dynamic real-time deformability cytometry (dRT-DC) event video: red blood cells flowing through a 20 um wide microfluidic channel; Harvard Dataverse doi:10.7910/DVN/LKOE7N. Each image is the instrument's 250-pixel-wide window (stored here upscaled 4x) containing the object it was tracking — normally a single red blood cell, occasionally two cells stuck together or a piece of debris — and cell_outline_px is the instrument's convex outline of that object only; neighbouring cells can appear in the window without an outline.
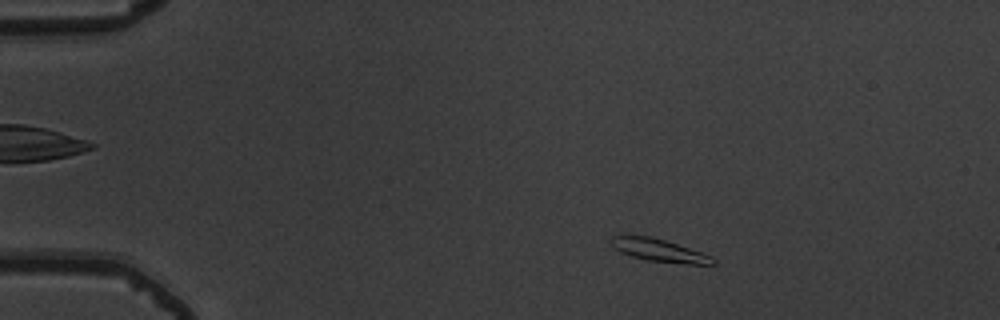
{"species": "common noctule bat (a hibernating species)", "species_latin": "Nyctalus noctula", "temperature_condition": "warm", "stored_images_in_passage": 52, "camera_frame_rate_fps": 3000, "um_per_image_px": 0.085, "animal": {"sex": "male", "body_mass_g": 19.5, "forearm_length_mm": 54.6}, "frame": {"image": 1, "passage_image": 7, "time_ms": 2.0, "image_size_px": [1000, 320], "cell_outline_px": [[716, 264], [688, 264], [648, 260], [632, 256], [620, 252], [612, 248], [608, 240], [612, 236], [652, 236], [712, 256], [716, 260]], "centroid_in_image_um": [55.98, 21.28], "position_along_channel_um": 29.0, "area_um2": 13.29}}
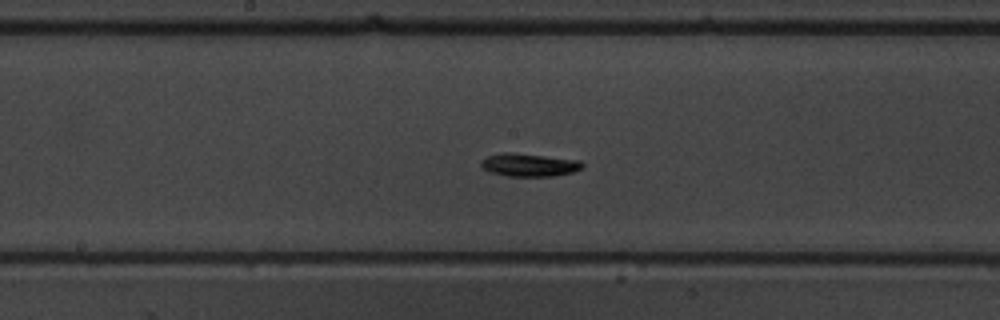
{"frame": {"image": 2, "passage_image": 27, "time_ms": 8.667, "image_size_px": [1000, 320], "cell_outline_px": [[584, 168], [572, 172], [552, 176], [508, 176], [488, 172], [480, 164], [480, 160], [488, 156], [504, 152], [508, 152], [580, 160], [584, 164]], "centroid_in_image_um": [44.97, 14.02], "position_along_channel_um": 203.2, "area_um2": 13.53}}
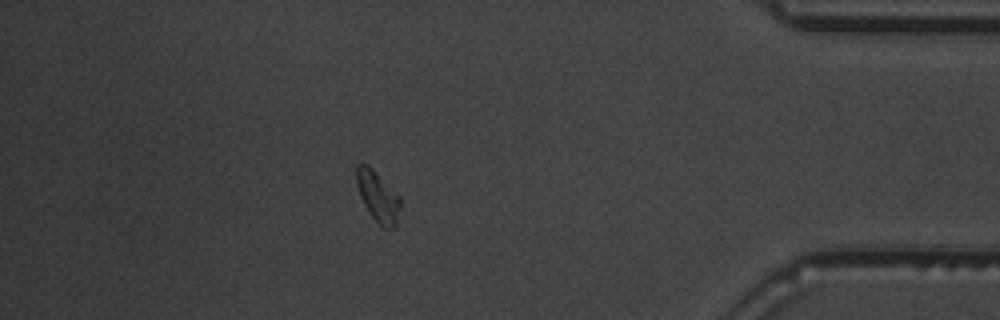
{"frame": {"image": 3, "passage_image": 46, "time_ms": 15.0, "image_size_px": [1000, 320], "cell_outline_px": [[400, 208], [396, 228], [384, 228], [368, 212], [360, 196], [356, 184], [356, 164], [368, 164], [400, 196]], "centroid_in_image_um": [32.12, 16.7], "position_along_channel_um": 403.1, "area_um2": 12.95}, "authors_computed_cell_mechanics": {"area_um2": 13.1206, "velocity_mm_per_s": 3.7221, "shape_relaxation_time_tau1_ms": 3.4158, "shape_relaxation_time_tau2_ms": null, "deformation_change_tau1": 0.1731, "deformation_change_tau2": null}}